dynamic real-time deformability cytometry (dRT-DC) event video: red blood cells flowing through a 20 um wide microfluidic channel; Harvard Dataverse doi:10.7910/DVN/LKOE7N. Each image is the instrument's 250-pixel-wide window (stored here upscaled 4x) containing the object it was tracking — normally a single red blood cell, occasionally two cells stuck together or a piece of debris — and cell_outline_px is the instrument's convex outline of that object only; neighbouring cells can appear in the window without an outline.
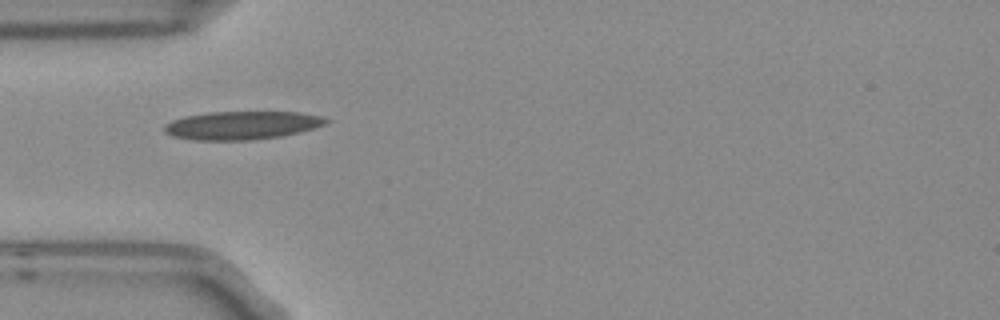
{"species": "Egyptian fruit bat (a non-hibernating species)", "species_latin": "Rousettus aegyptiacus", "temperature_condition": "room temperature", "stored_images_in_passage": 6, "camera_frame_rate_fps": 3000, "um_per_image_px": 0.085, "frame": {"image": 1, "passage_image": 1, "time_ms": 0.0, "image_size_px": [1000, 320], "cell_outline_px": [[332, 120], [328, 124], [316, 128], [300, 132], [280, 136], [252, 140], [192, 140], [172, 136], [164, 132], [164, 124], [172, 120], [184, 116], [208, 112], [300, 112], [324, 116]], "centroid_in_image_um": [20.61, 10.65], "position_along_channel_um": 64.4, "area_um2": 27.05}}
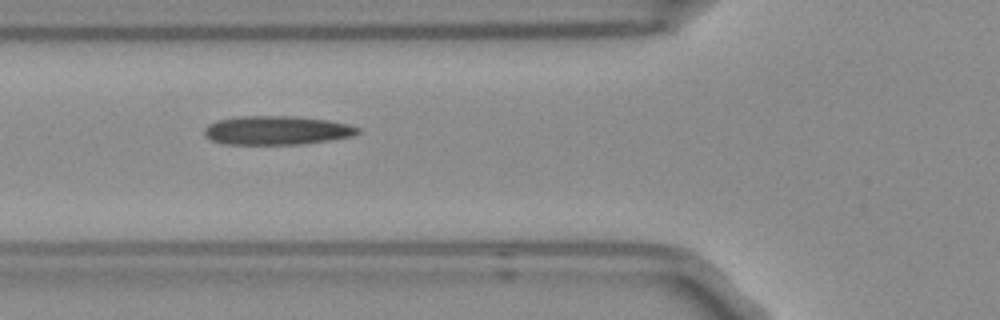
{"frame": {"image": 2, "passage_image": 2, "time_ms": 0.333, "image_size_px": [1000, 320], "cell_outline_px": [[364, 132], [352, 136], [328, 140], [300, 144], [220, 144], [204, 136], [204, 128], [208, 124], [216, 120], [236, 116], [296, 116], [328, 120], [348, 124], [360, 128]], "centroid_in_image_um": [23.51, 11.07], "position_along_channel_um": 102.3, "area_um2": 26.07}}